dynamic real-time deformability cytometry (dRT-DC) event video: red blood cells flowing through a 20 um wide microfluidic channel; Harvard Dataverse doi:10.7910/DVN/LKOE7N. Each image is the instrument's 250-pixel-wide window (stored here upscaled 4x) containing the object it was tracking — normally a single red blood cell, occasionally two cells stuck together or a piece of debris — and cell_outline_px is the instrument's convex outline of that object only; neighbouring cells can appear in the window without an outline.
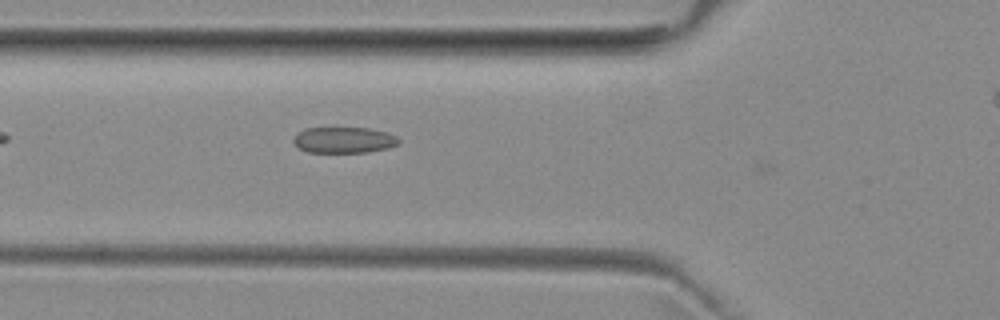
{"species": "common noctule bat (a hibernating species)", "species_latin": "Nyctalus noctula", "temperature_condition": "room temperature", "stored_images_in_passage": 31, "camera_frame_rate_fps": 3000, "um_per_image_px": 0.085, "animal": {"sex": "female", "body_mass_g": 29.2, "forearm_length_mm": 56.3}, "frame": {"image": 1, "passage_image": 3, "time_ms": 0.667, "image_size_px": [1000, 320], "cell_outline_px": [[400, 144], [388, 148], [368, 152], [308, 152], [300, 148], [292, 140], [304, 128], [368, 128], [384, 132], [396, 136], [400, 140]], "centroid_in_image_um": [29.26, 11.9], "position_along_channel_um": 96.5, "area_um2": 15.78}}
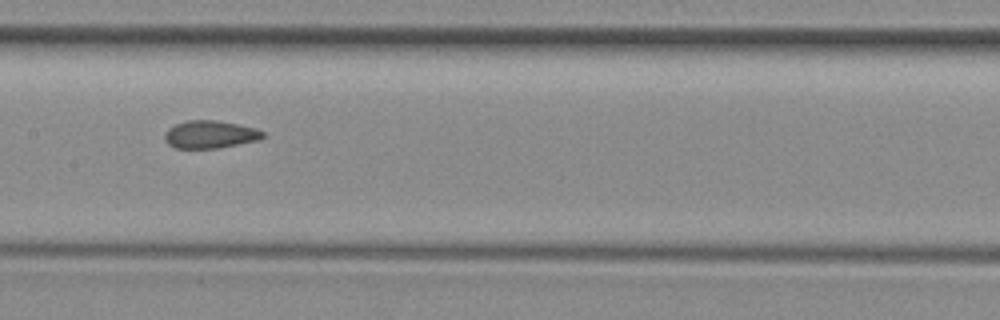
{"frame": {"image": 2, "passage_image": 10, "time_ms": 3.0, "image_size_px": [1000, 320], "cell_outline_px": [[264, 136], [260, 140], [216, 148], [176, 148], [168, 144], [164, 140], [164, 132], [168, 128], [176, 124], [188, 120], [216, 120], [256, 128], [264, 132]], "centroid_in_image_um": [17.84, 11.42], "position_along_channel_um": 189.6, "area_um2": 15.84}}
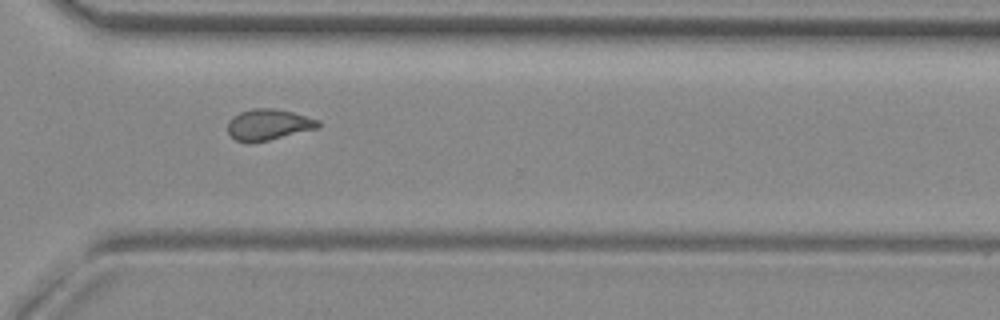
{"frame": {"image": 3, "passage_image": 22, "time_ms": 7.0, "image_size_px": [1000, 320], "cell_outline_px": [[320, 128], [268, 140], [236, 140], [228, 132], [228, 120], [232, 116], [240, 112], [252, 108], [272, 108], [292, 112], [320, 120]], "centroid_in_image_um": [22.86, 10.56], "position_along_channel_um": 347.7, "area_um2": 16.07}}